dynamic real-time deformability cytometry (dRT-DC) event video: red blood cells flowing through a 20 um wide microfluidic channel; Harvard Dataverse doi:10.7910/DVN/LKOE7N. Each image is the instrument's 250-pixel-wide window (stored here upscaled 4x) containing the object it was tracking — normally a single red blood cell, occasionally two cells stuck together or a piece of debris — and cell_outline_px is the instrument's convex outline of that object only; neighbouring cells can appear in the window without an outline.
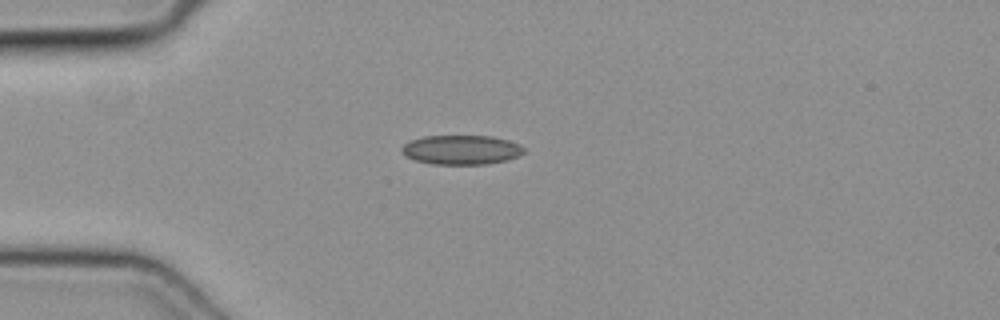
{"species": "common noctule bat (a hibernating species)", "species_latin": "Nyctalus noctula", "temperature_condition": "cold", "stored_images_in_passage": 37, "camera_frame_rate_fps": 3000, "um_per_image_px": 0.085, "animal": {"sex": "female", "body_mass_g": 19.3, "forearm_length_mm": 54.1}, "frame": {"image": 1, "passage_image": 1, "time_ms": 0.0, "image_size_px": [1000, 320], "cell_outline_px": [[524, 152], [520, 156], [504, 160], [484, 164], [432, 164], [416, 160], [408, 156], [400, 148], [404, 144], [412, 140], [424, 136], [492, 136], [508, 140], [520, 144], [524, 148]], "centroid_in_image_um": [39.25, 12.72], "position_along_channel_um": 45.8, "area_um2": 20.69}}
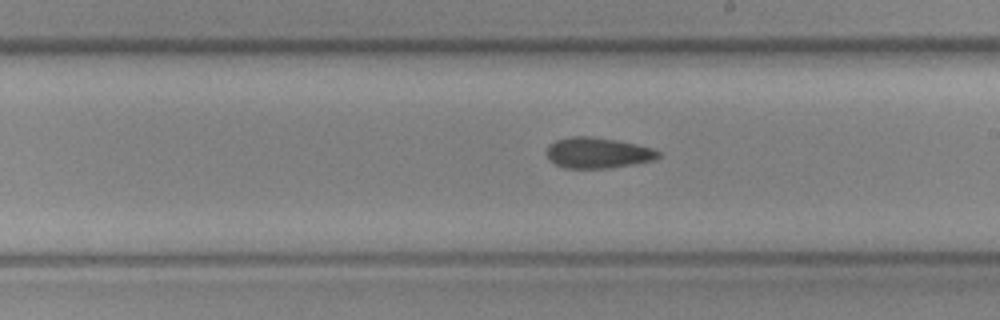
{"frame": {"image": 2, "passage_image": 16, "time_ms": 5.0, "image_size_px": [1000, 320], "cell_outline_px": [[660, 156], [656, 160], [608, 168], [564, 168], [556, 164], [548, 156], [548, 144], [556, 140], [572, 136], [592, 136], [616, 140], [636, 144], [652, 148], [660, 152]], "centroid_in_image_um": [50.83, 12.99], "position_along_channel_um": 238.2, "area_um2": 19.88}}
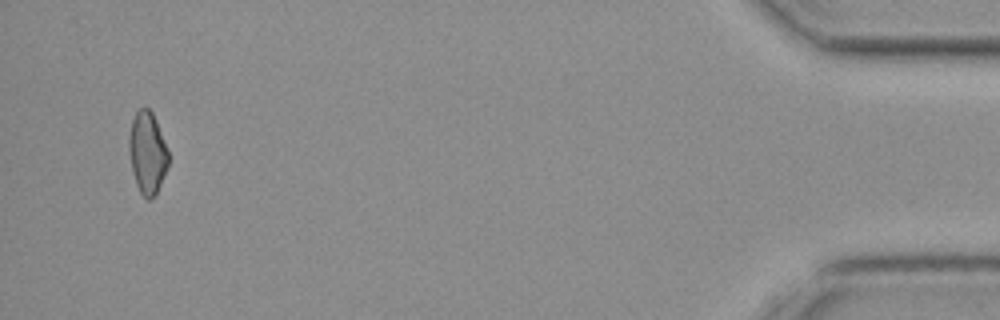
{"frame": {"image": 3, "passage_image": 35, "time_ms": 11.333, "image_size_px": [1000, 320], "cell_outline_px": [[168, 164], [164, 176], [152, 200], [148, 200], [140, 192], [136, 184], [132, 172], [128, 152], [128, 136], [132, 120], [136, 112], [144, 104], [152, 112], [168, 152]], "centroid_in_image_um": [12.49, 12.98], "position_along_channel_um": 422.7, "area_um2": 18.79}}